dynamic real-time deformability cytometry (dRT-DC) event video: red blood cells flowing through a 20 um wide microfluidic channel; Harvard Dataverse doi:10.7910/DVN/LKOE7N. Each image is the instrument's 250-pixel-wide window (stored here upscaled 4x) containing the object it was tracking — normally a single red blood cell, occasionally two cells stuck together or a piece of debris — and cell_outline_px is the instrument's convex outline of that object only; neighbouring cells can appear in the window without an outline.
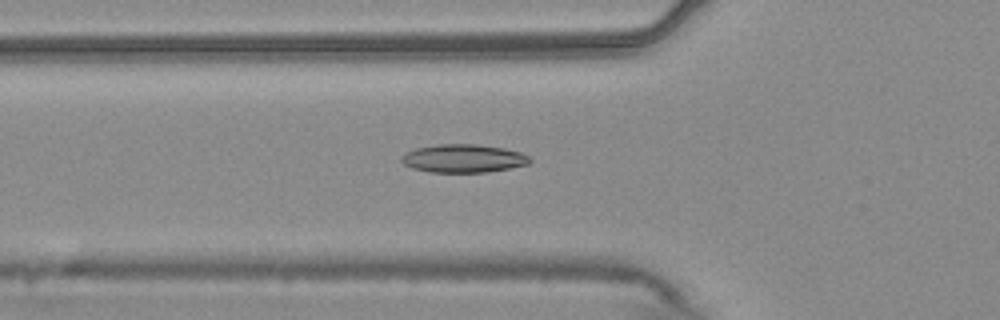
{"species": "common noctule bat (a hibernating species)", "species_latin": "Nyctalus noctula", "temperature_condition": "warm", "stored_images_in_passage": 54, "camera_frame_rate_fps": 3000, "um_per_image_px": 0.085, "animal": {"sex": "male", "body_mass_g": 20.4}, "frame": {"image": 1, "passage_image": 19, "time_ms": 6.0, "image_size_px": [1000, 320], "cell_outline_px": [[532, 160], [528, 164], [488, 172], [428, 172], [412, 168], [404, 164], [400, 160], [400, 156], [404, 152], [416, 148], [440, 144], [476, 144], [504, 148], [520, 152], [528, 156]], "centroid_in_image_um": [39.35, 13.46], "position_along_channel_um": 86.5, "area_um2": 21.15}}
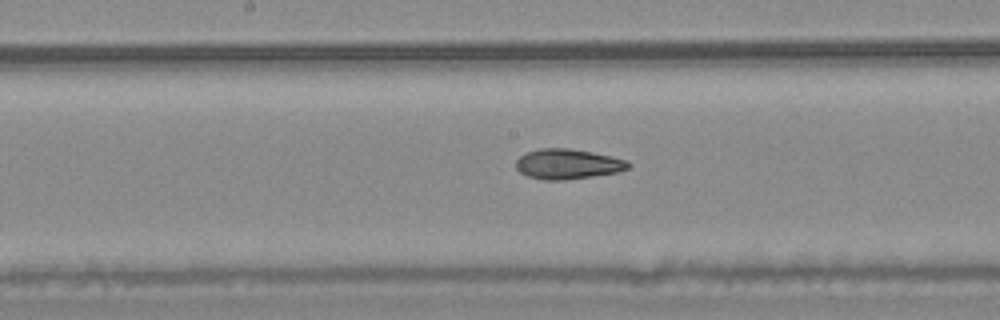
{"frame": {"image": 2, "passage_image": 28, "time_ms": 9.0, "image_size_px": [1000, 320], "cell_outline_px": [[632, 164], [628, 168], [616, 172], [592, 176], [564, 180], [544, 180], [528, 176], [520, 172], [516, 168], [516, 160], [520, 156], [528, 152], [540, 148], [568, 148], [592, 152], [628, 160]], "centroid_in_image_um": [48.25, 13.94], "position_along_channel_um": 199.9, "area_um2": 19.59}}
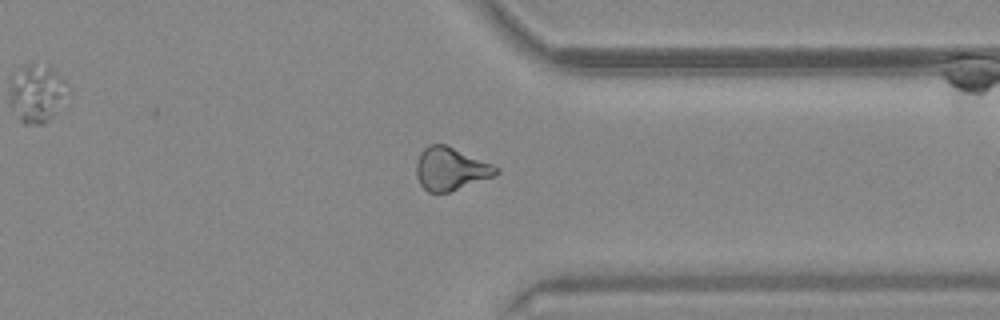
{"frame": {"image": 3, "passage_image": 42, "time_ms": 13.667, "image_size_px": [1000, 320], "cell_outline_px": [[500, 172], [496, 176], [448, 192], [428, 192], [420, 184], [416, 176], [416, 160], [420, 152], [428, 144], [444, 144], [492, 164], [500, 168]], "centroid_in_image_um": [38.3, 14.35], "position_along_channel_um": 373.1, "area_um2": 19.94}, "authors_computed_cell_mechanics": {"area_um2": 20.0277, "velocity_mm_per_s": 3.7567, "shape_relaxation_time_tau1_ms": 8.1269, "shape_relaxation_time_tau2_ms": 4.932, "deformation_change_tau1": 0.1599, "deformation_change_tau2": 0.1205}}